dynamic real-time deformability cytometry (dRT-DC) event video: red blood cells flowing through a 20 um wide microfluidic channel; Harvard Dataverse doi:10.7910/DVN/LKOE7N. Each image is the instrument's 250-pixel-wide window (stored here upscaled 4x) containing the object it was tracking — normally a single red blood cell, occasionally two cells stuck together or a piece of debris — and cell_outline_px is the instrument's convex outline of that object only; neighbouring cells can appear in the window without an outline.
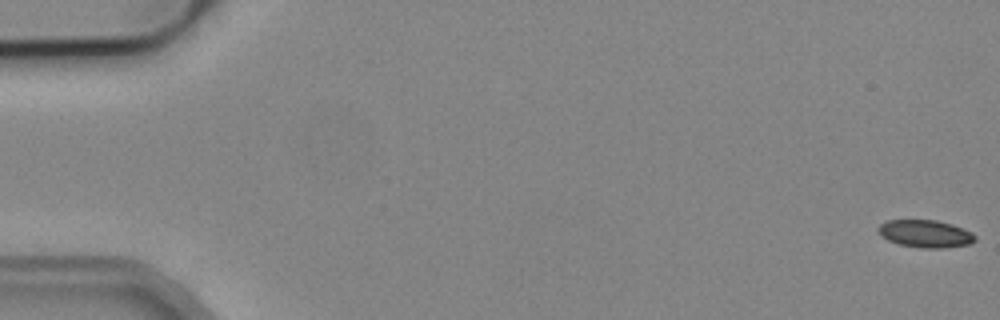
{"species": "common noctule bat (a hibernating species)", "species_latin": "Nyctalus noctula", "temperature_condition": "cold", "stored_images_in_passage": 8, "camera_frame_rate_fps": 3000, "um_per_image_px": 0.085, "animal": {"sex": "male", "body_mass_g": 19.2, "forearm_length_mm": 51.8}, "frame": {"image": 1, "passage_image": 1, "time_ms": 0.0, "image_size_px": [1000, 320], "cell_outline_px": [[976, 240], [968, 244], [944, 248], [924, 248], [900, 244], [888, 240], [880, 236], [876, 228], [880, 224], [888, 220], [936, 220], [952, 224], [972, 232], [976, 236]], "centroid_in_image_um": [78.64, 19.86], "position_along_channel_um": 6.4, "area_um2": 15.55}}